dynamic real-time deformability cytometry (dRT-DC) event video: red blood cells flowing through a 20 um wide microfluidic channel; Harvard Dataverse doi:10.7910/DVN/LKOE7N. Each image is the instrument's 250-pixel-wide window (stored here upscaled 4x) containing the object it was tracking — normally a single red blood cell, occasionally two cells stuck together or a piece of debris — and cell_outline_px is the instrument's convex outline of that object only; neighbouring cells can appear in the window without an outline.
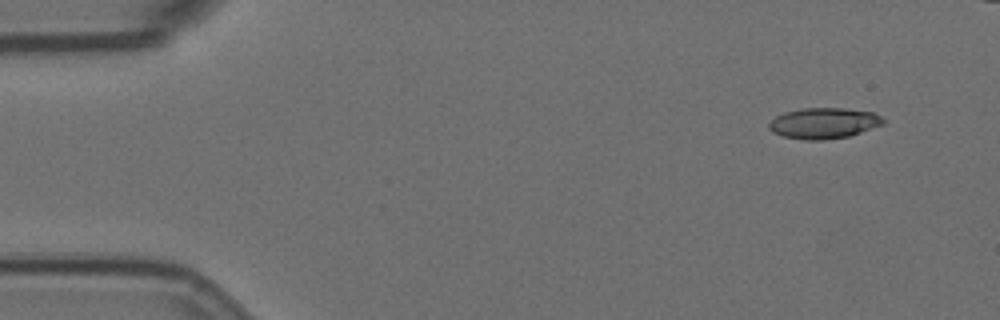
{"species": "Egyptian fruit bat (a non-hibernating species)", "species_latin": "Rousettus aegyptiacus", "temperature_condition": "room temperature", "stored_images_in_passage": 13, "camera_frame_rate_fps": 3000, "um_per_image_px": 0.085, "animal": {"sex": "female"}, "frame": {"image": 1, "passage_image": 1, "time_ms": 0.0, "image_size_px": [1000, 320], "cell_outline_px": [[884, 124], [848, 136], [824, 140], [804, 140], [784, 136], [772, 132], [768, 128], [768, 124], [776, 116], [784, 112], [800, 108], [844, 108], [872, 112], [880, 116], [884, 120]], "centroid_in_image_um": [69.99, 10.47], "position_along_channel_um": 15.0, "area_um2": 20.46}}
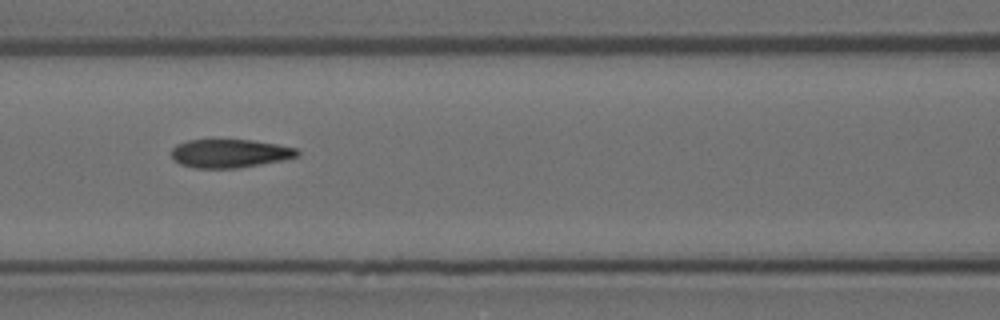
{"frame": {"image": 2, "passage_image": 6, "time_ms": 1.667, "image_size_px": [1000, 320], "cell_outline_px": [[300, 156], [284, 160], [236, 168], [196, 168], [180, 164], [172, 160], [172, 148], [176, 144], [188, 140], [252, 140], [276, 144], [296, 148], [300, 152]], "centroid_in_image_um": [19.53, 13.04], "position_along_channel_um": 147.1, "area_um2": 20.92}}
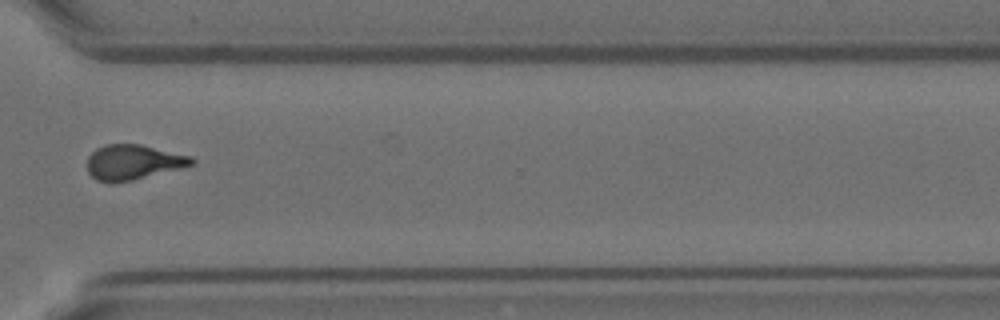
{"frame": {"image": 3, "passage_image": 11, "time_ms": 3.333, "image_size_px": [1000, 320], "cell_outline_px": [[196, 164], [132, 180], [112, 184], [108, 184], [96, 180], [88, 172], [88, 156], [96, 148], [104, 144], [140, 144], [192, 156], [196, 160]], "centroid_in_image_um": [11.31, 13.79], "position_along_channel_um": 359.3, "area_um2": 21.5}}